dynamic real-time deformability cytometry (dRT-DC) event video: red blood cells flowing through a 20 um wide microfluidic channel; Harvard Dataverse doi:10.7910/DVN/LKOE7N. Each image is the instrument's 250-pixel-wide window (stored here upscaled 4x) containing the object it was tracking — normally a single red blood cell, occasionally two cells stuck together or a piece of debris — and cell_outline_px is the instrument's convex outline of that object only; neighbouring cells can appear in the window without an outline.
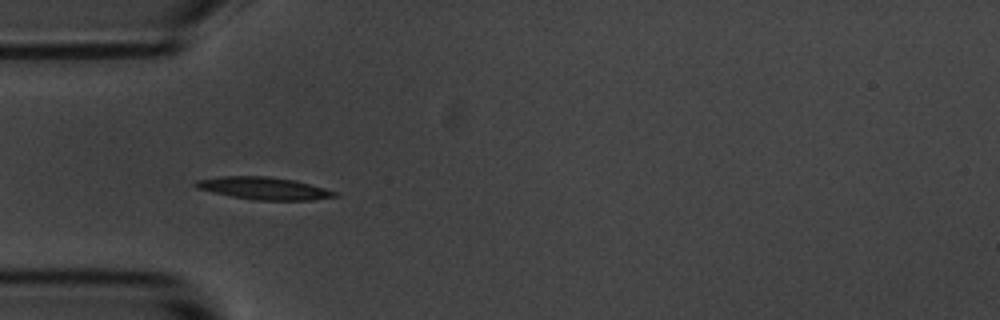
{"species": "common noctule bat (a hibernating species)", "species_latin": "Nyctalus noctula", "temperature_condition": "room temperature", "stored_images_in_passage": 4, "camera_frame_rate_fps": 3000, "um_per_image_px": 0.085, "animal": {"sex": "male", "body_mass_g": 20.1, "forearm_length_mm": 53.5}, "frame": {"image": 1, "passage_image": 3, "time_ms": 2.333, "image_size_px": [1000, 320], "cell_outline_px": [[340, 196], [312, 200], [256, 200], [232, 196], [196, 188], [192, 184], [196, 180], [224, 176], [268, 176], [292, 180], [324, 188], [336, 192]], "centroid_in_image_um": [22.42, 16.01], "position_along_channel_um": 62.6, "area_um2": 17.92}}